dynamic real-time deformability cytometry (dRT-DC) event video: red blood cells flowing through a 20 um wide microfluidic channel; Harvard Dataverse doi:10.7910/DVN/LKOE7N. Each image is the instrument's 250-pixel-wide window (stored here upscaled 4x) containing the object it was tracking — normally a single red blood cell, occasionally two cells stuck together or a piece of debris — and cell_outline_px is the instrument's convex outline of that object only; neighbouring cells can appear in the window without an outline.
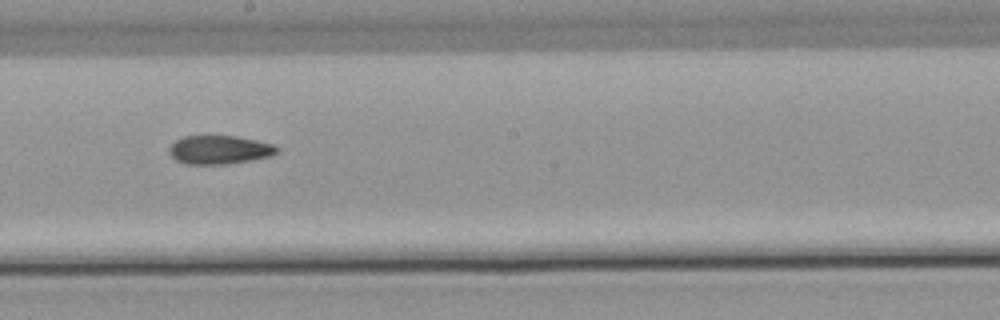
{"species": "common noctule bat (a hibernating species)", "species_latin": "Nyctalus noctula", "temperature_condition": "warm", "stored_images_in_passage": 6, "camera_frame_rate_fps": 3000, "um_per_image_px": 0.085, "animal": {"sex": "male", "body_mass_g": 21.5, "forearm_length_mm": 52.0}, "frame": {"image": 1, "passage_image": 6, "time_ms": 6.0, "image_size_px": [1000, 320], "cell_outline_px": [[280, 148], [272, 156], [228, 164], [188, 164], [176, 160], [168, 152], [168, 148], [176, 140], [184, 136], [236, 136], [276, 144]], "centroid_in_image_um": [18.67, 12.73], "position_along_channel_um": 229.5, "area_um2": 18.03}}